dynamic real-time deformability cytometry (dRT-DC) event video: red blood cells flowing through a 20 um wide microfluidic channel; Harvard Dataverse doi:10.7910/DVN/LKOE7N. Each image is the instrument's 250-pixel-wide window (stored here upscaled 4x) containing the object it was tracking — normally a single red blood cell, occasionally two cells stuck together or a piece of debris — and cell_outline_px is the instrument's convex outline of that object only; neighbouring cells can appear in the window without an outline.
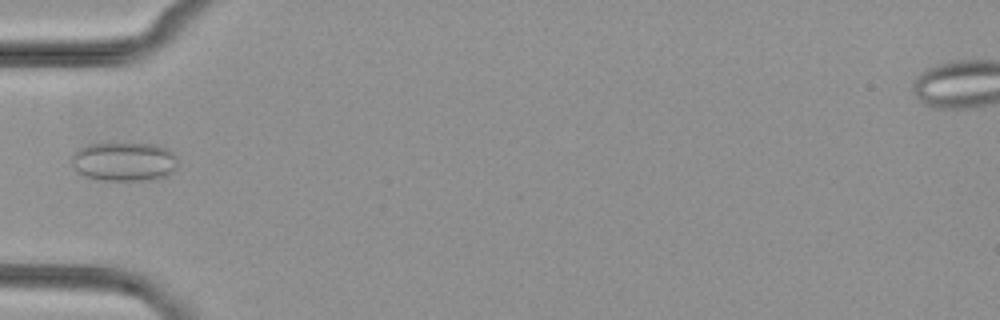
{"species": "common noctule bat (a hibernating species)", "species_latin": "Nyctalus noctula", "temperature_condition": "cold", "stored_images_in_passage": 36, "camera_frame_rate_fps": 3000, "um_per_image_px": 0.085, "animal": {"sex": "female", "body_mass_g": 29.2, "forearm_length_mm": 56.3}, "frame": {"image": 1, "passage_image": 1, "time_ms": 0.0, "image_size_px": [1000, 320], "cell_outline_px": [[176, 168], [172, 172], [164, 176], [148, 180], [100, 180], [84, 176], [72, 168], [72, 156], [80, 148], [88, 144], [124, 140], [156, 144], [172, 152], [176, 156]], "centroid_in_image_um": [10.52, 13.68], "position_along_channel_um": 74.5, "area_um2": 24.91}}
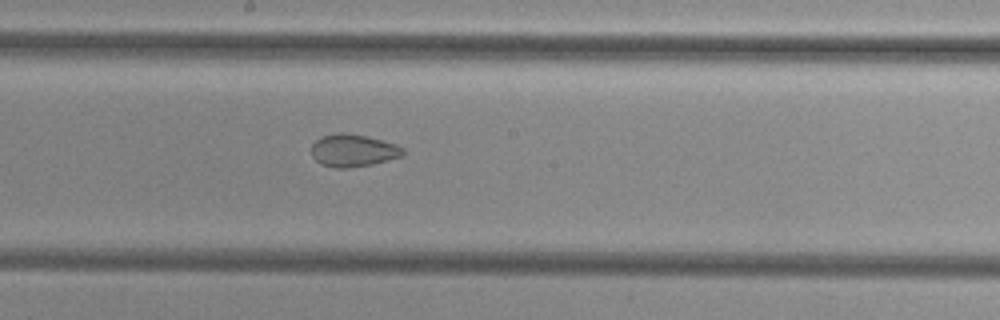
{"frame": {"image": 2, "passage_image": 12, "time_ms": 3.667, "image_size_px": [1000, 320], "cell_outline_px": [[404, 156], [372, 164], [348, 168], [336, 168], [320, 164], [312, 156], [312, 144], [320, 136], [336, 132], [344, 132], [368, 136], [396, 144], [404, 148]], "centroid_in_image_um": [30.02, 12.78], "position_along_channel_um": 218.2, "area_um2": 17.57}}
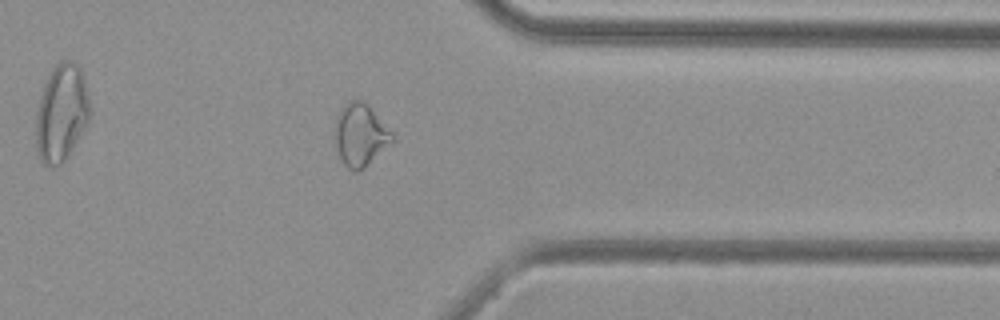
{"frame": {"image": 3, "passage_image": 25, "time_ms": 8.0, "image_size_px": [1000, 320], "cell_outline_px": [[396, 140], [356, 172], [352, 172], [344, 164], [340, 156], [336, 144], [336, 116], [344, 104], [348, 100], [360, 100], [368, 104], [396, 136]], "centroid_in_image_um": [30.66, 11.43], "position_along_channel_um": 380.7, "area_um2": 20.58}}